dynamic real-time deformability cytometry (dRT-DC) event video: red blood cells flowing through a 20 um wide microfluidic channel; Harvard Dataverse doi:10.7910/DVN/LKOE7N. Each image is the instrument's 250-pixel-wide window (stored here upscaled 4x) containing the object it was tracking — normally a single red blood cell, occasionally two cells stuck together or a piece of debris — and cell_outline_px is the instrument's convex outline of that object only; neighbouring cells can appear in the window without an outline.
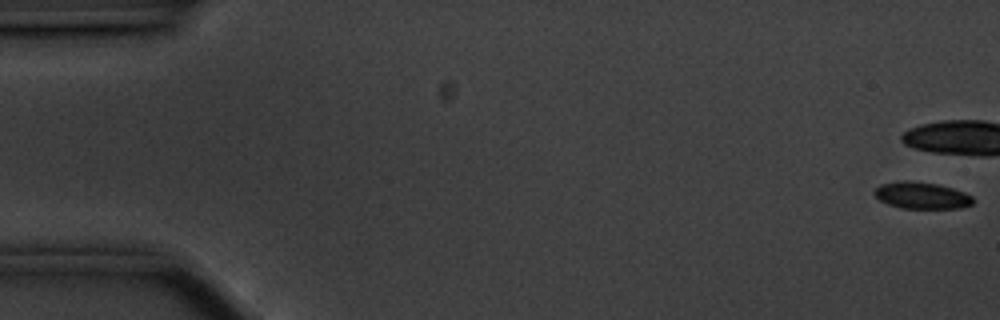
{"species": "common noctule bat (a hibernating species)", "species_latin": "Nyctalus noctula", "temperature_condition": "cold", "stored_images_in_passage": 11, "camera_frame_rate_fps": 3000, "um_per_image_px": 0.085, "animal": {"sex": "male", "body_mass_g": 20.1, "forearm_length_mm": 53.5}, "frame": {"image": 1, "passage_image": 1, "time_ms": 0.0, "image_size_px": [1000, 320], "cell_outline_px": [[972, 204], [960, 208], [900, 208], [888, 204], [880, 200], [876, 196], [876, 188], [880, 184], [900, 180], [908, 180], [936, 184], [952, 188], [964, 192], [972, 196]], "centroid_in_image_um": [78.33, 16.61], "position_along_channel_um": 6.7, "area_um2": 15.2}}